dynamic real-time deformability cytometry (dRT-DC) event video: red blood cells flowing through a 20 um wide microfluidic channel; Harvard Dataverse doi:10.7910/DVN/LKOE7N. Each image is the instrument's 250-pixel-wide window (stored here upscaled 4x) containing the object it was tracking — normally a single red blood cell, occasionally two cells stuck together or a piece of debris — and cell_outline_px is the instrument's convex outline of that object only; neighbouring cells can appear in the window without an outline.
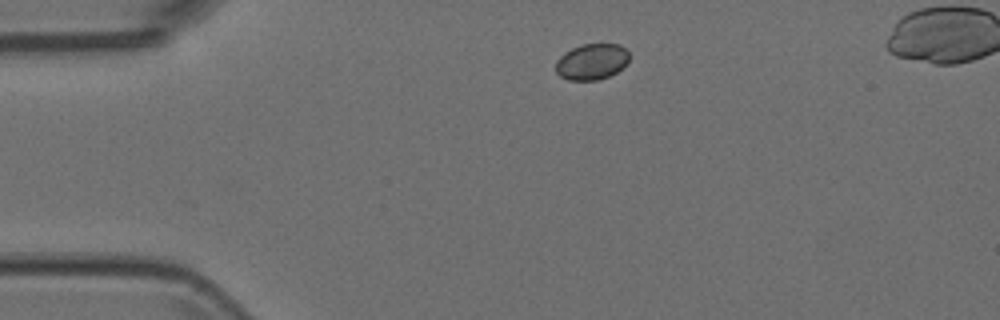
{"species": "Egyptian fruit bat (a non-hibernating species)", "species_latin": "Rousettus aegyptiacus", "temperature_condition": "room temperature", "stored_images_in_passage": 3, "camera_frame_rate_fps": 3000, "um_per_image_px": 0.085, "animal": {"sex": "female"}, "frame": {"image": 1, "passage_image": 1, "time_ms": 0.0, "image_size_px": [1000, 320], "cell_outline_px": [[628, 60], [616, 72], [608, 76], [596, 80], [568, 80], [560, 76], [556, 72], [556, 60], [564, 52], [580, 44], [620, 44], [628, 52]], "centroid_in_image_um": [50.25, 5.23], "position_along_channel_um": 34.7, "area_um2": 15.32}}